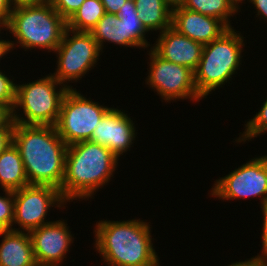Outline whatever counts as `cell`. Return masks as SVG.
Wrapping results in <instances>:
<instances>
[{"mask_svg":"<svg viewBox=\"0 0 267 266\" xmlns=\"http://www.w3.org/2000/svg\"><path fill=\"white\" fill-rule=\"evenodd\" d=\"M13 143L19 150L29 184L61 189L67 144L55 126L15 123Z\"/></svg>","mask_w":267,"mask_h":266,"instance_id":"obj_1","label":"cell"},{"mask_svg":"<svg viewBox=\"0 0 267 266\" xmlns=\"http://www.w3.org/2000/svg\"><path fill=\"white\" fill-rule=\"evenodd\" d=\"M150 222L100 220L94 228V249L105 266H159Z\"/></svg>","mask_w":267,"mask_h":266,"instance_id":"obj_2","label":"cell"},{"mask_svg":"<svg viewBox=\"0 0 267 266\" xmlns=\"http://www.w3.org/2000/svg\"><path fill=\"white\" fill-rule=\"evenodd\" d=\"M119 159L107 147L90 140L67 146L60 189L63 198L68 203L94 198L99 189L112 181Z\"/></svg>","mask_w":267,"mask_h":266,"instance_id":"obj_3","label":"cell"},{"mask_svg":"<svg viewBox=\"0 0 267 266\" xmlns=\"http://www.w3.org/2000/svg\"><path fill=\"white\" fill-rule=\"evenodd\" d=\"M5 28L15 40H10L12 50L18 46L24 51L43 49L53 53L62 41L67 21L46 2L14 8Z\"/></svg>","mask_w":267,"mask_h":266,"instance_id":"obj_4","label":"cell"},{"mask_svg":"<svg viewBox=\"0 0 267 266\" xmlns=\"http://www.w3.org/2000/svg\"><path fill=\"white\" fill-rule=\"evenodd\" d=\"M238 32L234 27L229 28L219 38L204 45L199 65L194 71L195 87L203 99L227 82L230 84L232 76L238 74L246 43L244 35Z\"/></svg>","mask_w":267,"mask_h":266,"instance_id":"obj_5","label":"cell"},{"mask_svg":"<svg viewBox=\"0 0 267 266\" xmlns=\"http://www.w3.org/2000/svg\"><path fill=\"white\" fill-rule=\"evenodd\" d=\"M68 89L51 73L32 82L16 84V101L9 116L19 124L55 126Z\"/></svg>","mask_w":267,"mask_h":266,"instance_id":"obj_6","label":"cell"},{"mask_svg":"<svg viewBox=\"0 0 267 266\" xmlns=\"http://www.w3.org/2000/svg\"><path fill=\"white\" fill-rule=\"evenodd\" d=\"M57 66L53 77L67 88L68 83H77L98 64L102 51L90 32L66 28L62 41L53 52ZM101 53V54H100Z\"/></svg>","mask_w":267,"mask_h":266,"instance_id":"obj_7","label":"cell"},{"mask_svg":"<svg viewBox=\"0 0 267 266\" xmlns=\"http://www.w3.org/2000/svg\"><path fill=\"white\" fill-rule=\"evenodd\" d=\"M85 97L75 88L65 93L58 120L55 124L58 135L67 146L88 141L101 118L111 109Z\"/></svg>","mask_w":267,"mask_h":266,"instance_id":"obj_8","label":"cell"},{"mask_svg":"<svg viewBox=\"0 0 267 266\" xmlns=\"http://www.w3.org/2000/svg\"><path fill=\"white\" fill-rule=\"evenodd\" d=\"M102 53L105 43L120 47L151 48L146 38L149 33L139 19L134 0H126L118 14L105 12L99 22L89 31Z\"/></svg>","mask_w":267,"mask_h":266,"instance_id":"obj_9","label":"cell"},{"mask_svg":"<svg viewBox=\"0 0 267 266\" xmlns=\"http://www.w3.org/2000/svg\"><path fill=\"white\" fill-rule=\"evenodd\" d=\"M210 196L223 201L258 198L267 201V155L251 158L224 177L214 181Z\"/></svg>","mask_w":267,"mask_h":266,"instance_id":"obj_10","label":"cell"},{"mask_svg":"<svg viewBox=\"0 0 267 266\" xmlns=\"http://www.w3.org/2000/svg\"><path fill=\"white\" fill-rule=\"evenodd\" d=\"M147 50L150 66L145 85L157 92L165 102L187 100L199 102L202 97L194 83V72L185 66L166 61L158 56L151 48Z\"/></svg>","mask_w":267,"mask_h":266,"instance_id":"obj_11","label":"cell"},{"mask_svg":"<svg viewBox=\"0 0 267 266\" xmlns=\"http://www.w3.org/2000/svg\"><path fill=\"white\" fill-rule=\"evenodd\" d=\"M67 201L59 189L46 185L29 184L14 191V231L30 232L53 222L46 220L52 207L66 208ZM46 220V221H45Z\"/></svg>","mask_w":267,"mask_h":266,"instance_id":"obj_12","label":"cell"},{"mask_svg":"<svg viewBox=\"0 0 267 266\" xmlns=\"http://www.w3.org/2000/svg\"><path fill=\"white\" fill-rule=\"evenodd\" d=\"M65 221L56 220L29 232L38 266H59L64 263L74 243V235Z\"/></svg>","mask_w":267,"mask_h":266,"instance_id":"obj_13","label":"cell"},{"mask_svg":"<svg viewBox=\"0 0 267 266\" xmlns=\"http://www.w3.org/2000/svg\"><path fill=\"white\" fill-rule=\"evenodd\" d=\"M125 112L127 111L112 107L101 118L90 139L107 147L118 158L130 151V147H134L138 131L133 122L135 119L130 118Z\"/></svg>","mask_w":267,"mask_h":266,"instance_id":"obj_14","label":"cell"},{"mask_svg":"<svg viewBox=\"0 0 267 266\" xmlns=\"http://www.w3.org/2000/svg\"><path fill=\"white\" fill-rule=\"evenodd\" d=\"M151 49L162 59L190 68L197 69L202 57L204 45L196 42L170 27L158 34Z\"/></svg>","mask_w":267,"mask_h":266,"instance_id":"obj_15","label":"cell"},{"mask_svg":"<svg viewBox=\"0 0 267 266\" xmlns=\"http://www.w3.org/2000/svg\"><path fill=\"white\" fill-rule=\"evenodd\" d=\"M172 28L203 45L219 38L229 28L219 19L183 7L172 10Z\"/></svg>","mask_w":267,"mask_h":266,"instance_id":"obj_16","label":"cell"},{"mask_svg":"<svg viewBox=\"0 0 267 266\" xmlns=\"http://www.w3.org/2000/svg\"><path fill=\"white\" fill-rule=\"evenodd\" d=\"M0 266H37L29 232L0 231Z\"/></svg>","mask_w":267,"mask_h":266,"instance_id":"obj_17","label":"cell"},{"mask_svg":"<svg viewBox=\"0 0 267 266\" xmlns=\"http://www.w3.org/2000/svg\"><path fill=\"white\" fill-rule=\"evenodd\" d=\"M29 185L18 148L10 144L0 154V189L16 191Z\"/></svg>","mask_w":267,"mask_h":266,"instance_id":"obj_18","label":"cell"},{"mask_svg":"<svg viewBox=\"0 0 267 266\" xmlns=\"http://www.w3.org/2000/svg\"><path fill=\"white\" fill-rule=\"evenodd\" d=\"M139 19L148 32L159 34L172 27V10L164 0H134Z\"/></svg>","mask_w":267,"mask_h":266,"instance_id":"obj_19","label":"cell"},{"mask_svg":"<svg viewBox=\"0 0 267 266\" xmlns=\"http://www.w3.org/2000/svg\"><path fill=\"white\" fill-rule=\"evenodd\" d=\"M105 9L100 0H85L67 20V28L89 32L104 16Z\"/></svg>","mask_w":267,"mask_h":266,"instance_id":"obj_20","label":"cell"},{"mask_svg":"<svg viewBox=\"0 0 267 266\" xmlns=\"http://www.w3.org/2000/svg\"><path fill=\"white\" fill-rule=\"evenodd\" d=\"M183 8L215 17L228 28H233L230 17L239 12L229 0H187Z\"/></svg>","mask_w":267,"mask_h":266,"instance_id":"obj_21","label":"cell"},{"mask_svg":"<svg viewBox=\"0 0 267 266\" xmlns=\"http://www.w3.org/2000/svg\"><path fill=\"white\" fill-rule=\"evenodd\" d=\"M261 105V109L253 116L252 119H248L244 124L243 133L234 142L243 144L251 139L257 138L267 132V98Z\"/></svg>","mask_w":267,"mask_h":266,"instance_id":"obj_22","label":"cell"},{"mask_svg":"<svg viewBox=\"0 0 267 266\" xmlns=\"http://www.w3.org/2000/svg\"><path fill=\"white\" fill-rule=\"evenodd\" d=\"M6 75L0 70V108L9 116L14 108L16 101V82L14 77Z\"/></svg>","mask_w":267,"mask_h":266,"instance_id":"obj_23","label":"cell"},{"mask_svg":"<svg viewBox=\"0 0 267 266\" xmlns=\"http://www.w3.org/2000/svg\"><path fill=\"white\" fill-rule=\"evenodd\" d=\"M0 194V231L13 230L14 191L3 190Z\"/></svg>","mask_w":267,"mask_h":266,"instance_id":"obj_24","label":"cell"},{"mask_svg":"<svg viewBox=\"0 0 267 266\" xmlns=\"http://www.w3.org/2000/svg\"><path fill=\"white\" fill-rule=\"evenodd\" d=\"M85 0H49L53 8L67 21Z\"/></svg>","mask_w":267,"mask_h":266,"instance_id":"obj_25","label":"cell"},{"mask_svg":"<svg viewBox=\"0 0 267 266\" xmlns=\"http://www.w3.org/2000/svg\"><path fill=\"white\" fill-rule=\"evenodd\" d=\"M14 127L15 122L8 115L0 122V154L13 143Z\"/></svg>","mask_w":267,"mask_h":266,"instance_id":"obj_26","label":"cell"},{"mask_svg":"<svg viewBox=\"0 0 267 266\" xmlns=\"http://www.w3.org/2000/svg\"><path fill=\"white\" fill-rule=\"evenodd\" d=\"M261 211L263 212V221H262V232L261 234V241H262V250L257 254L258 256L267 257V201L261 205Z\"/></svg>","mask_w":267,"mask_h":266,"instance_id":"obj_27","label":"cell"},{"mask_svg":"<svg viewBox=\"0 0 267 266\" xmlns=\"http://www.w3.org/2000/svg\"><path fill=\"white\" fill-rule=\"evenodd\" d=\"M227 266H267V257L256 256L244 261H236Z\"/></svg>","mask_w":267,"mask_h":266,"instance_id":"obj_28","label":"cell"},{"mask_svg":"<svg viewBox=\"0 0 267 266\" xmlns=\"http://www.w3.org/2000/svg\"><path fill=\"white\" fill-rule=\"evenodd\" d=\"M13 11L10 0H0V24L5 27Z\"/></svg>","mask_w":267,"mask_h":266,"instance_id":"obj_29","label":"cell"},{"mask_svg":"<svg viewBox=\"0 0 267 266\" xmlns=\"http://www.w3.org/2000/svg\"><path fill=\"white\" fill-rule=\"evenodd\" d=\"M249 3L253 4L254 9L257 12L255 15L258 17L260 20H265L267 22V0H249ZM260 16V17H259Z\"/></svg>","mask_w":267,"mask_h":266,"instance_id":"obj_30","label":"cell"},{"mask_svg":"<svg viewBox=\"0 0 267 266\" xmlns=\"http://www.w3.org/2000/svg\"><path fill=\"white\" fill-rule=\"evenodd\" d=\"M104 6L105 12L118 14L120 8L124 5L126 0H100Z\"/></svg>","mask_w":267,"mask_h":266,"instance_id":"obj_31","label":"cell"},{"mask_svg":"<svg viewBox=\"0 0 267 266\" xmlns=\"http://www.w3.org/2000/svg\"><path fill=\"white\" fill-rule=\"evenodd\" d=\"M46 2H49V0H10L13 9L22 6L40 5Z\"/></svg>","mask_w":267,"mask_h":266,"instance_id":"obj_32","label":"cell"},{"mask_svg":"<svg viewBox=\"0 0 267 266\" xmlns=\"http://www.w3.org/2000/svg\"><path fill=\"white\" fill-rule=\"evenodd\" d=\"M0 33H1V30H0ZM12 52V49H11V44H10V41L9 39H2L1 37V34H0V63H1V60L2 58H4V56L6 55L7 57V54Z\"/></svg>","mask_w":267,"mask_h":266,"instance_id":"obj_33","label":"cell"},{"mask_svg":"<svg viewBox=\"0 0 267 266\" xmlns=\"http://www.w3.org/2000/svg\"><path fill=\"white\" fill-rule=\"evenodd\" d=\"M187 0H164L165 4L171 9L174 10L179 7H183Z\"/></svg>","mask_w":267,"mask_h":266,"instance_id":"obj_34","label":"cell"},{"mask_svg":"<svg viewBox=\"0 0 267 266\" xmlns=\"http://www.w3.org/2000/svg\"><path fill=\"white\" fill-rule=\"evenodd\" d=\"M232 5L239 11L241 12V8H240V5H242V3L245 1V0H229ZM249 1V0H247ZM241 3V4H240Z\"/></svg>","mask_w":267,"mask_h":266,"instance_id":"obj_35","label":"cell"},{"mask_svg":"<svg viewBox=\"0 0 267 266\" xmlns=\"http://www.w3.org/2000/svg\"><path fill=\"white\" fill-rule=\"evenodd\" d=\"M7 116V114L0 108V122Z\"/></svg>","mask_w":267,"mask_h":266,"instance_id":"obj_36","label":"cell"},{"mask_svg":"<svg viewBox=\"0 0 267 266\" xmlns=\"http://www.w3.org/2000/svg\"><path fill=\"white\" fill-rule=\"evenodd\" d=\"M0 30H6V28L5 27H3L1 24H0Z\"/></svg>","mask_w":267,"mask_h":266,"instance_id":"obj_37","label":"cell"}]
</instances>
